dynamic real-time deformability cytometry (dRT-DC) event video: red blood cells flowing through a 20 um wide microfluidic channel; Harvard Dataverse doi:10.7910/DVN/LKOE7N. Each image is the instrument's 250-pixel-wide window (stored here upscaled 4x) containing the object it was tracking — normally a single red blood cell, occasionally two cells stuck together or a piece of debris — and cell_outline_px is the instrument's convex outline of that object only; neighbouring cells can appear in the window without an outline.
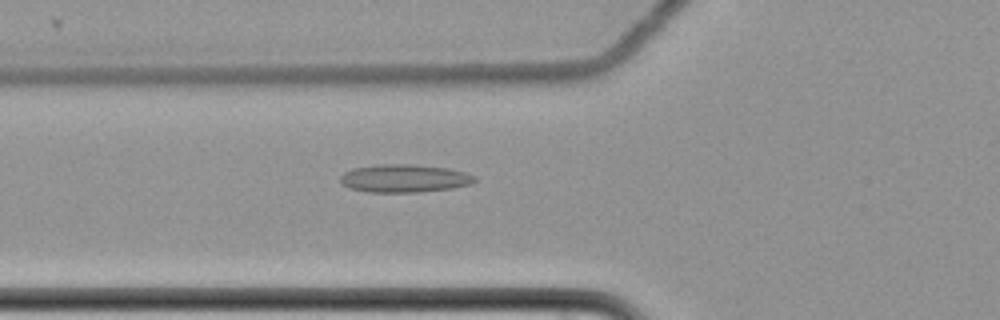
{"species": "common noctule bat (a hibernating species)", "species_latin": "Nyctalus noctula", "temperature_condition": "cold", "stored_images_in_passage": 34, "camera_frame_rate_fps": 3000, "um_per_image_px": 0.085, "animal": {"sex": "female", "body_mass_g": 22.7, "forearm_length_mm": 54.2}, "frame": {"image": 1, "passage_image": 23, "time_ms": 7.333, "image_size_px": [1000, 320], "cell_outline_px": [[476, 180], [472, 184], [452, 188], [416, 192], [368, 192], [348, 188], [340, 184], [340, 176], [344, 172], [352, 168], [380, 164], [408, 164], [448, 168], [464, 172], [476, 176]], "centroid_in_image_um": [34.33, 15.16], "position_along_channel_um": 91.5, "area_um2": 22.02}}
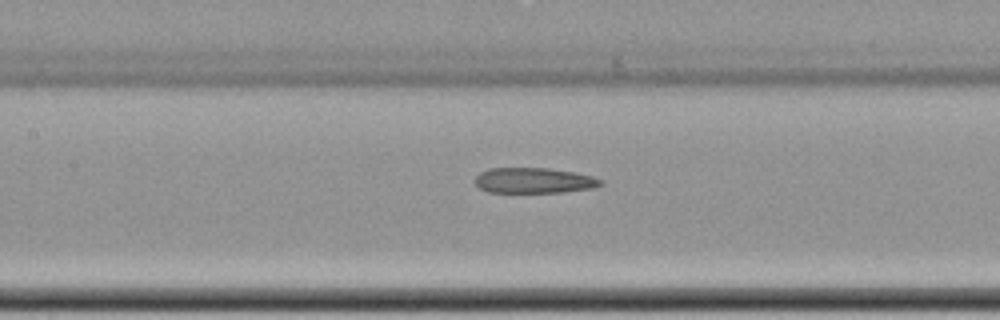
{"frame": {"image": 2, "passage_image": 29, "time_ms": 9.333, "image_size_px": [1000, 320], "cell_outline_px": [[604, 184], [592, 188], [564, 192], [488, 192], [480, 188], [476, 184], [476, 176], [480, 172], [488, 168], [548, 168], [576, 172], [592, 176], [604, 180]], "centroid_in_image_um": [45.42, 15.33], "position_along_channel_um": 162.0, "area_um2": 18.73}}
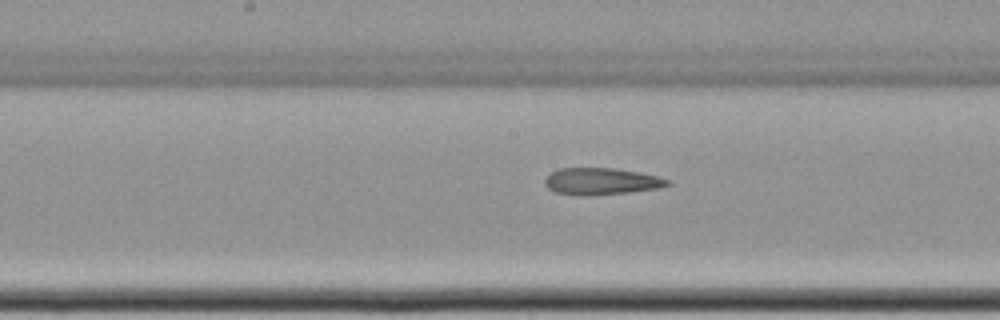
{"frame": {"image": 3, "passage_image": 32, "time_ms": 10.333, "image_size_px": [1000, 320], "cell_outline_px": [[672, 184], [660, 188], [628, 192], [588, 196], [576, 196], [556, 192], [548, 188], [544, 184], [544, 180], [552, 172], [560, 168], [616, 168], [640, 172], [660, 176], [668, 180]], "centroid_in_image_um": [51.13, 15.42], "position_along_channel_um": 197.1, "area_um2": 19.36}}